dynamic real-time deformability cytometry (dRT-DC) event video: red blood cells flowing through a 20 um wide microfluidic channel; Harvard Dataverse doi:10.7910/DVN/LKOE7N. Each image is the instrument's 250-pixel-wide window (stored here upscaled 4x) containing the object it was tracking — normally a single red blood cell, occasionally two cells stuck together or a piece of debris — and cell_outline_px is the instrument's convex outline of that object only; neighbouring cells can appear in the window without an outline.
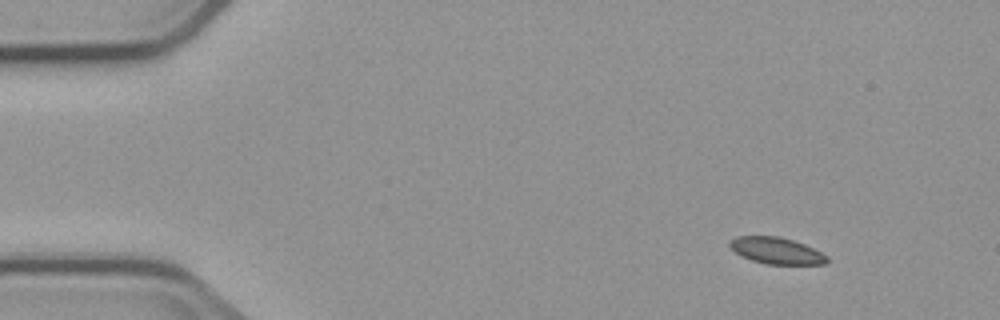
{"species": "common noctule bat (a hibernating species)", "species_latin": "Nyctalus noctula", "temperature_condition": "cold", "stored_images_in_passage": 5, "camera_frame_rate_fps": 3000, "um_per_image_px": 0.085, "animal": {"sex": "male", "body_mass_g": 23.1, "forearm_length_mm": 52.7}, "frame": {"image": 1, "passage_image": 2, "time_ms": 1.333, "image_size_px": [1000, 320], "cell_outline_px": [[828, 260], [824, 264], [768, 264], [752, 260], [736, 252], [728, 244], [736, 236], [780, 236], [804, 244], [828, 256]], "centroid_in_image_um": [66.01, 21.3], "position_along_channel_um": 19.0, "area_um2": 14.74}}
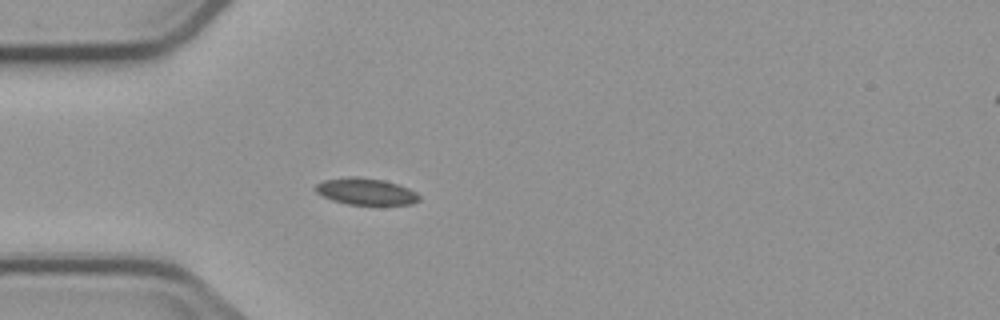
{"frame": {"image": 2, "passage_image": 5, "time_ms": 4.667, "image_size_px": [1000, 320], "cell_outline_px": [[420, 200], [412, 204], [348, 204], [332, 200], [316, 192], [312, 188], [316, 184], [324, 180], [348, 176], [356, 176], [384, 180], [400, 184], [416, 192], [420, 196]], "centroid_in_image_um": [31.09, 16.26], "position_along_channel_um": 53.9, "area_um2": 16.18}}